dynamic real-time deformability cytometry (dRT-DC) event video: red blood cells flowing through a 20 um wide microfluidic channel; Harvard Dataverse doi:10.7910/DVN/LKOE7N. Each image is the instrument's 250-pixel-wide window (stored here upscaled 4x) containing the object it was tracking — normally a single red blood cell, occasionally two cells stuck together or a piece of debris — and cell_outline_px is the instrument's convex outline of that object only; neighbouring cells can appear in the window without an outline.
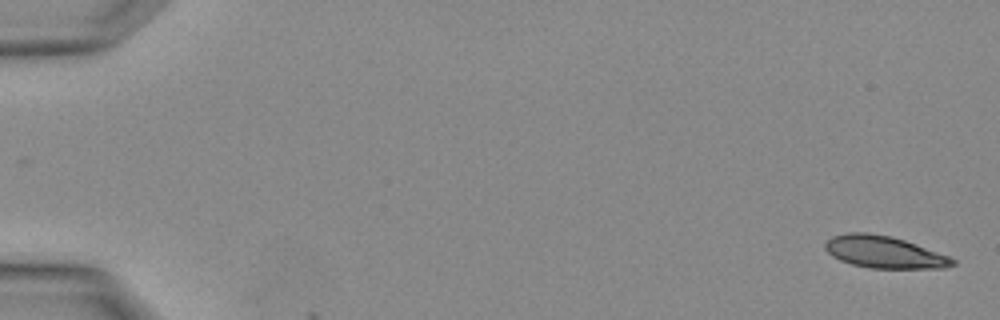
{"species": "Egyptian fruit bat (a non-hibernating species)", "species_latin": "Rousettus aegyptiacus", "temperature_condition": "warm", "stored_images_in_passage": 4, "segment_of_instrument_passage": [1, 2], "camera_frame_rate_fps": 3000, "um_per_image_px": 0.085, "animal": {"sex": "female"}, "frame": {"image": 1, "passage_image": 1, "time_ms": 0.0, "image_size_px": [1000, 320], "cell_outline_px": [[956, 264], [944, 268], [872, 268], [852, 264], [840, 260], [832, 256], [824, 248], [824, 244], [832, 236], [848, 232], [868, 232], [892, 236], [916, 244], [948, 256], [956, 260]], "centroid_in_image_um": [75.14, 21.42], "position_along_channel_um": 9.9, "area_um2": 23.76}}